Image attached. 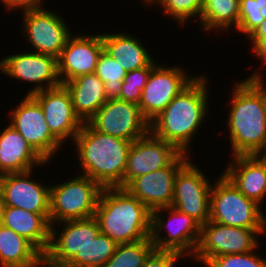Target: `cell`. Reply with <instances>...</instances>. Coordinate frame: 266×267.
Returning a JSON list of instances; mask_svg holds the SVG:
<instances>
[{
	"label": "cell",
	"instance_id": "8d00e7d4",
	"mask_svg": "<svg viewBox=\"0 0 266 267\" xmlns=\"http://www.w3.org/2000/svg\"><path fill=\"white\" fill-rule=\"evenodd\" d=\"M251 43V51L254 54L253 56L257 57V60L263 63L266 66V37L262 38H249Z\"/></svg>",
	"mask_w": 266,
	"mask_h": 267
},
{
	"label": "cell",
	"instance_id": "44dd1931",
	"mask_svg": "<svg viewBox=\"0 0 266 267\" xmlns=\"http://www.w3.org/2000/svg\"><path fill=\"white\" fill-rule=\"evenodd\" d=\"M223 174L246 197L264 204L266 199V166L257 155L231 157Z\"/></svg>",
	"mask_w": 266,
	"mask_h": 267
},
{
	"label": "cell",
	"instance_id": "f35d334b",
	"mask_svg": "<svg viewBox=\"0 0 266 267\" xmlns=\"http://www.w3.org/2000/svg\"><path fill=\"white\" fill-rule=\"evenodd\" d=\"M5 203H4V197H3V191L0 184V225H2L3 221V211H4Z\"/></svg>",
	"mask_w": 266,
	"mask_h": 267
},
{
	"label": "cell",
	"instance_id": "7402d4cb",
	"mask_svg": "<svg viewBox=\"0 0 266 267\" xmlns=\"http://www.w3.org/2000/svg\"><path fill=\"white\" fill-rule=\"evenodd\" d=\"M47 164L9 123L2 132L0 130V176L30 171Z\"/></svg>",
	"mask_w": 266,
	"mask_h": 267
},
{
	"label": "cell",
	"instance_id": "7c38bea8",
	"mask_svg": "<svg viewBox=\"0 0 266 267\" xmlns=\"http://www.w3.org/2000/svg\"><path fill=\"white\" fill-rule=\"evenodd\" d=\"M157 64L151 71L146 85L142 90L139 107L143 116L151 122L157 117L185 88L198 76L184 72L179 65Z\"/></svg>",
	"mask_w": 266,
	"mask_h": 267
},
{
	"label": "cell",
	"instance_id": "ba28073f",
	"mask_svg": "<svg viewBox=\"0 0 266 267\" xmlns=\"http://www.w3.org/2000/svg\"><path fill=\"white\" fill-rule=\"evenodd\" d=\"M264 234L266 229L225 226L208 220L201 225L200 239L192 259L203 266L216 256L251 252L260 246L258 236L264 237Z\"/></svg>",
	"mask_w": 266,
	"mask_h": 267
},
{
	"label": "cell",
	"instance_id": "7a4b0ae2",
	"mask_svg": "<svg viewBox=\"0 0 266 267\" xmlns=\"http://www.w3.org/2000/svg\"><path fill=\"white\" fill-rule=\"evenodd\" d=\"M207 76L200 74L187 88L175 96L168 106L150 122V132L190 155L202 123L209 114ZM195 136V137H194Z\"/></svg>",
	"mask_w": 266,
	"mask_h": 267
},
{
	"label": "cell",
	"instance_id": "d590c367",
	"mask_svg": "<svg viewBox=\"0 0 266 267\" xmlns=\"http://www.w3.org/2000/svg\"><path fill=\"white\" fill-rule=\"evenodd\" d=\"M1 2L5 6L4 8H7V11L11 10V12L17 9L21 12L38 9L44 7L45 4L43 0H2Z\"/></svg>",
	"mask_w": 266,
	"mask_h": 267
},
{
	"label": "cell",
	"instance_id": "ffe728a7",
	"mask_svg": "<svg viewBox=\"0 0 266 267\" xmlns=\"http://www.w3.org/2000/svg\"><path fill=\"white\" fill-rule=\"evenodd\" d=\"M33 170L0 176L5 206L22 208L32 213L49 215L50 185L32 176ZM32 179V180H31Z\"/></svg>",
	"mask_w": 266,
	"mask_h": 267
},
{
	"label": "cell",
	"instance_id": "ac0fdd59",
	"mask_svg": "<svg viewBox=\"0 0 266 267\" xmlns=\"http://www.w3.org/2000/svg\"><path fill=\"white\" fill-rule=\"evenodd\" d=\"M182 152L151 132L132 142L124 173V187L134 178L170 166Z\"/></svg>",
	"mask_w": 266,
	"mask_h": 267
},
{
	"label": "cell",
	"instance_id": "30bf717a",
	"mask_svg": "<svg viewBox=\"0 0 266 267\" xmlns=\"http://www.w3.org/2000/svg\"><path fill=\"white\" fill-rule=\"evenodd\" d=\"M22 12V34L31 44L32 51L58 59L73 34L65 19L45 7Z\"/></svg>",
	"mask_w": 266,
	"mask_h": 267
},
{
	"label": "cell",
	"instance_id": "603a6c76",
	"mask_svg": "<svg viewBox=\"0 0 266 267\" xmlns=\"http://www.w3.org/2000/svg\"><path fill=\"white\" fill-rule=\"evenodd\" d=\"M2 225L25 237L43 255L48 251L51 241L50 215L5 206Z\"/></svg>",
	"mask_w": 266,
	"mask_h": 267
},
{
	"label": "cell",
	"instance_id": "5b68a950",
	"mask_svg": "<svg viewBox=\"0 0 266 267\" xmlns=\"http://www.w3.org/2000/svg\"><path fill=\"white\" fill-rule=\"evenodd\" d=\"M212 182L210 221L225 226L266 229L263 206L246 198L223 173Z\"/></svg>",
	"mask_w": 266,
	"mask_h": 267
},
{
	"label": "cell",
	"instance_id": "d6a6232c",
	"mask_svg": "<svg viewBox=\"0 0 266 267\" xmlns=\"http://www.w3.org/2000/svg\"><path fill=\"white\" fill-rule=\"evenodd\" d=\"M155 66H146L127 72L122 81L119 100L139 104L142 90Z\"/></svg>",
	"mask_w": 266,
	"mask_h": 267
},
{
	"label": "cell",
	"instance_id": "8fae6325",
	"mask_svg": "<svg viewBox=\"0 0 266 267\" xmlns=\"http://www.w3.org/2000/svg\"><path fill=\"white\" fill-rule=\"evenodd\" d=\"M0 73L19 82L31 83L25 95H33L61 85L57 59L38 52L27 51L6 55L0 59Z\"/></svg>",
	"mask_w": 266,
	"mask_h": 267
},
{
	"label": "cell",
	"instance_id": "ab89813d",
	"mask_svg": "<svg viewBox=\"0 0 266 267\" xmlns=\"http://www.w3.org/2000/svg\"><path fill=\"white\" fill-rule=\"evenodd\" d=\"M257 156L259 157V159L265 164V166H266V147L263 149V150H261L258 154H257Z\"/></svg>",
	"mask_w": 266,
	"mask_h": 267
},
{
	"label": "cell",
	"instance_id": "4fadbf2b",
	"mask_svg": "<svg viewBox=\"0 0 266 267\" xmlns=\"http://www.w3.org/2000/svg\"><path fill=\"white\" fill-rule=\"evenodd\" d=\"M192 158L178 171L171 206L188 214L201 225L210 219L212 182Z\"/></svg>",
	"mask_w": 266,
	"mask_h": 267
},
{
	"label": "cell",
	"instance_id": "6da1fadb",
	"mask_svg": "<svg viewBox=\"0 0 266 267\" xmlns=\"http://www.w3.org/2000/svg\"><path fill=\"white\" fill-rule=\"evenodd\" d=\"M262 69L234 84L227 126L233 156L257 155L266 147V83Z\"/></svg>",
	"mask_w": 266,
	"mask_h": 267
},
{
	"label": "cell",
	"instance_id": "e0dca14e",
	"mask_svg": "<svg viewBox=\"0 0 266 267\" xmlns=\"http://www.w3.org/2000/svg\"><path fill=\"white\" fill-rule=\"evenodd\" d=\"M190 156L182 153L170 166L138 176L124 188L151 211L169 207L174 199L175 177Z\"/></svg>",
	"mask_w": 266,
	"mask_h": 267
},
{
	"label": "cell",
	"instance_id": "d4e9b609",
	"mask_svg": "<svg viewBox=\"0 0 266 267\" xmlns=\"http://www.w3.org/2000/svg\"><path fill=\"white\" fill-rule=\"evenodd\" d=\"M69 91L75 114L88 122L107 101L104 82L95 74H84L63 83Z\"/></svg>",
	"mask_w": 266,
	"mask_h": 267
},
{
	"label": "cell",
	"instance_id": "d6986e66",
	"mask_svg": "<svg viewBox=\"0 0 266 267\" xmlns=\"http://www.w3.org/2000/svg\"><path fill=\"white\" fill-rule=\"evenodd\" d=\"M103 49L100 33L72 34L57 59L61 84L80 75L95 73L97 61Z\"/></svg>",
	"mask_w": 266,
	"mask_h": 267
},
{
	"label": "cell",
	"instance_id": "484cf974",
	"mask_svg": "<svg viewBox=\"0 0 266 267\" xmlns=\"http://www.w3.org/2000/svg\"><path fill=\"white\" fill-rule=\"evenodd\" d=\"M44 255L25 237L0 225V267H41Z\"/></svg>",
	"mask_w": 266,
	"mask_h": 267
},
{
	"label": "cell",
	"instance_id": "74e56055",
	"mask_svg": "<svg viewBox=\"0 0 266 267\" xmlns=\"http://www.w3.org/2000/svg\"><path fill=\"white\" fill-rule=\"evenodd\" d=\"M266 37V18L247 38H262Z\"/></svg>",
	"mask_w": 266,
	"mask_h": 267
},
{
	"label": "cell",
	"instance_id": "cb8c5ba5",
	"mask_svg": "<svg viewBox=\"0 0 266 267\" xmlns=\"http://www.w3.org/2000/svg\"><path fill=\"white\" fill-rule=\"evenodd\" d=\"M101 38L104 50L127 72L158 64L147 47L142 45L140 38L135 35H130L126 31L111 34L108 32L102 33Z\"/></svg>",
	"mask_w": 266,
	"mask_h": 267
},
{
	"label": "cell",
	"instance_id": "1f68e13d",
	"mask_svg": "<svg viewBox=\"0 0 266 267\" xmlns=\"http://www.w3.org/2000/svg\"><path fill=\"white\" fill-rule=\"evenodd\" d=\"M266 18V0H240L236 33L248 37Z\"/></svg>",
	"mask_w": 266,
	"mask_h": 267
},
{
	"label": "cell",
	"instance_id": "836d02e7",
	"mask_svg": "<svg viewBox=\"0 0 266 267\" xmlns=\"http://www.w3.org/2000/svg\"><path fill=\"white\" fill-rule=\"evenodd\" d=\"M256 250H259V246L248 253L216 256L211 258L205 264V267H266V258H263L259 254L261 252H257Z\"/></svg>",
	"mask_w": 266,
	"mask_h": 267
},
{
	"label": "cell",
	"instance_id": "5bb4252c",
	"mask_svg": "<svg viewBox=\"0 0 266 267\" xmlns=\"http://www.w3.org/2000/svg\"><path fill=\"white\" fill-rule=\"evenodd\" d=\"M88 123L98 132L130 142L150 132V122L139 105L119 99L107 100Z\"/></svg>",
	"mask_w": 266,
	"mask_h": 267
},
{
	"label": "cell",
	"instance_id": "4dcf8cb0",
	"mask_svg": "<svg viewBox=\"0 0 266 267\" xmlns=\"http://www.w3.org/2000/svg\"><path fill=\"white\" fill-rule=\"evenodd\" d=\"M95 74L104 82L107 100L118 99L127 71L104 49L98 58Z\"/></svg>",
	"mask_w": 266,
	"mask_h": 267
},
{
	"label": "cell",
	"instance_id": "4316f807",
	"mask_svg": "<svg viewBox=\"0 0 266 267\" xmlns=\"http://www.w3.org/2000/svg\"><path fill=\"white\" fill-rule=\"evenodd\" d=\"M240 0H203L199 26L205 32L237 29ZM233 27V28H232Z\"/></svg>",
	"mask_w": 266,
	"mask_h": 267
},
{
	"label": "cell",
	"instance_id": "9c48e42d",
	"mask_svg": "<svg viewBox=\"0 0 266 267\" xmlns=\"http://www.w3.org/2000/svg\"><path fill=\"white\" fill-rule=\"evenodd\" d=\"M8 114V123L45 162L50 163L63 148V144L51 133L40 104L31 95L21 98Z\"/></svg>",
	"mask_w": 266,
	"mask_h": 267
},
{
	"label": "cell",
	"instance_id": "e575fe53",
	"mask_svg": "<svg viewBox=\"0 0 266 267\" xmlns=\"http://www.w3.org/2000/svg\"><path fill=\"white\" fill-rule=\"evenodd\" d=\"M184 256L170 251H159L154 249L145 259L142 267H176L179 260Z\"/></svg>",
	"mask_w": 266,
	"mask_h": 267
},
{
	"label": "cell",
	"instance_id": "8992f818",
	"mask_svg": "<svg viewBox=\"0 0 266 267\" xmlns=\"http://www.w3.org/2000/svg\"><path fill=\"white\" fill-rule=\"evenodd\" d=\"M163 211L168 212V218ZM200 233L201 224L197 220L172 206L152 211L150 239L156 250L175 252L192 259Z\"/></svg>",
	"mask_w": 266,
	"mask_h": 267
},
{
	"label": "cell",
	"instance_id": "52a82bcc",
	"mask_svg": "<svg viewBox=\"0 0 266 267\" xmlns=\"http://www.w3.org/2000/svg\"><path fill=\"white\" fill-rule=\"evenodd\" d=\"M50 186V224L94 217L102 187L87 176Z\"/></svg>",
	"mask_w": 266,
	"mask_h": 267
},
{
	"label": "cell",
	"instance_id": "60d3db41",
	"mask_svg": "<svg viewBox=\"0 0 266 267\" xmlns=\"http://www.w3.org/2000/svg\"><path fill=\"white\" fill-rule=\"evenodd\" d=\"M41 267H48V266H47L46 264L43 263V264L41 265Z\"/></svg>",
	"mask_w": 266,
	"mask_h": 267
},
{
	"label": "cell",
	"instance_id": "2e32d148",
	"mask_svg": "<svg viewBox=\"0 0 266 267\" xmlns=\"http://www.w3.org/2000/svg\"><path fill=\"white\" fill-rule=\"evenodd\" d=\"M31 96L40 104L51 133L63 145L68 141L73 143L83 122L74 112L72 99L66 87L61 84Z\"/></svg>",
	"mask_w": 266,
	"mask_h": 267
},
{
	"label": "cell",
	"instance_id": "83f0119b",
	"mask_svg": "<svg viewBox=\"0 0 266 267\" xmlns=\"http://www.w3.org/2000/svg\"><path fill=\"white\" fill-rule=\"evenodd\" d=\"M117 243L101 232L64 267H103L115 253Z\"/></svg>",
	"mask_w": 266,
	"mask_h": 267
},
{
	"label": "cell",
	"instance_id": "277c9868",
	"mask_svg": "<svg viewBox=\"0 0 266 267\" xmlns=\"http://www.w3.org/2000/svg\"><path fill=\"white\" fill-rule=\"evenodd\" d=\"M94 218L100 232L117 244L150 238L152 211L125 188H103Z\"/></svg>",
	"mask_w": 266,
	"mask_h": 267
},
{
	"label": "cell",
	"instance_id": "9a60e30c",
	"mask_svg": "<svg viewBox=\"0 0 266 267\" xmlns=\"http://www.w3.org/2000/svg\"><path fill=\"white\" fill-rule=\"evenodd\" d=\"M56 225L62 226L60 232L57 231ZM99 233V225L94 217L52 224L51 241L48 251L44 254V264L48 267H64Z\"/></svg>",
	"mask_w": 266,
	"mask_h": 267
},
{
	"label": "cell",
	"instance_id": "3957f363",
	"mask_svg": "<svg viewBox=\"0 0 266 267\" xmlns=\"http://www.w3.org/2000/svg\"><path fill=\"white\" fill-rule=\"evenodd\" d=\"M81 175L97 182L102 188H124V173L132 142L98 132L84 122L73 140Z\"/></svg>",
	"mask_w": 266,
	"mask_h": 267
},
{
	"label": "cell",
	"instance_id": "f1b7e54d",
	"mask_svg": "<svg viewBox=\"0 0 266 267\" xmlns=\"http://www.w3.org/2000/svg\"><path fill=\"white\" fill-rule=\"evenodd\" d=\"M154 249L150 238L118 244L115 253L103 267H142L145 259Z\"/></svg>",
	"mask_w": 266,
	"mask_h": 267
},
{
	"label": "cell",
	"instance_id": "f546056e",
	"mask_svg": "<svg viewBox=\"0 0 266 267\" xmlns=\"http://www.w3.org/2000/svg\"><path fill=\"white\" fill-rule=\"evenodd\" d=\"M143 3L148 7L155 5L161 7L163 15L166 14L170 19L172 18L171 20L177 21L179 26L186 25L194 18L199 23L203 8V0H146Z\"/></svg>",
	"mask_w": 266,
	"mask_h": 267
}]
</instances>
